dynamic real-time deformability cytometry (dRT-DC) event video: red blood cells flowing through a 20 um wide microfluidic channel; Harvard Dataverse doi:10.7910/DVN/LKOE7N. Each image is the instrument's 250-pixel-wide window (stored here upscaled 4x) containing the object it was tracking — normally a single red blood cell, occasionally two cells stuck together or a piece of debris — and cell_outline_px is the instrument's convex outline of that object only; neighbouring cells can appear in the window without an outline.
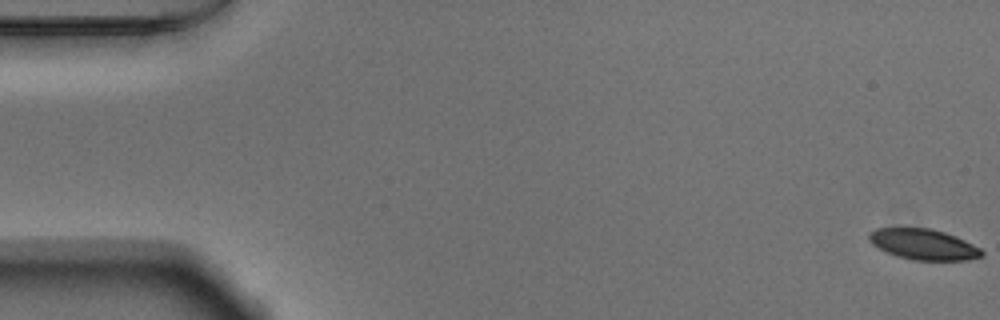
{"species": "Egyptian fruit bat (a non-hibernating species)", "species_latin": "Rousettus aegyptiacus", "temperature_condition": "warm", "stored_images_in_passage": 54, "camera_frame_rate_fps": 3000, "um_per_image_px": 0.085, "animal": {"sex": "male"}, "frame": {"image": 1, "passage_image": 1, "time_ms": 0.0, "image_size_px": [1000, 320], "cell_outline_px": [[984, 256], [968, 260], [912, 260], [896, 256], [872, 244], [868, 240], [868, 232], [876, 228], [900, 224], [904, 224], [932, 228], [956, 236], [980, 248], [984, 252]], "centroid_in_image_um": [78.43, 20.71], "position_along_channel_um": 6.6, "area_um2": 21.1}}
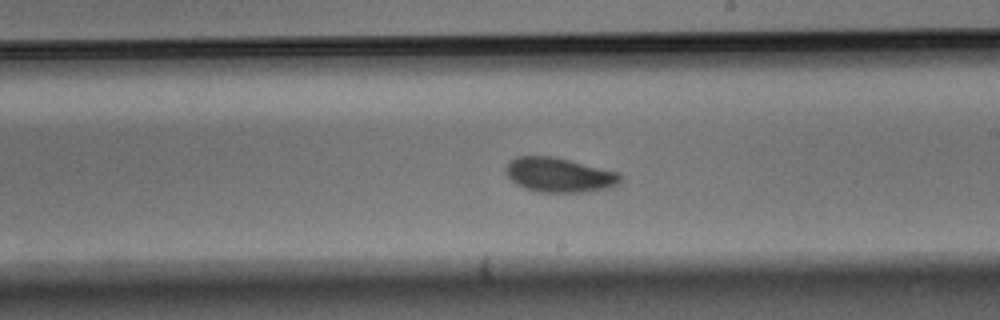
{"frame": {"image": 2, "passage_image": 31, "time_ms": 10.0, "image_size_px": [1000, 320], "cell_outline_px": [[624, 176], [612, 188], [580, 192], [540, 192], [524, 188], [516, 184], [504, 172], [504, 168], [508, 160], [516, 156], [552, 156], [620, 172]], "centroid_in_image_um": [47.51, 14.86], "position_along_channel_um": 241.5, "area_um2": 23.29}}
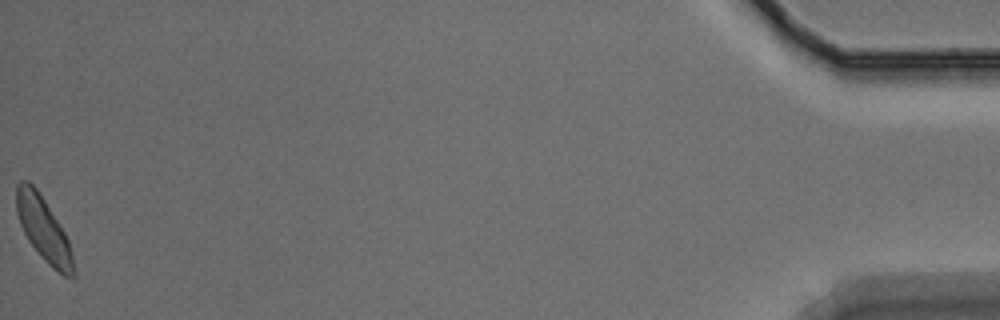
{"frame": {"image": 3, "passage_image": 54, "time_ms": 17.667, "image_size_px": [1000, 320], "cell_outline_px": [[76, 276], [72, 280], [64, 276], [52, 268], [44, 260], [28, 240], [20, 224], [16, 212], [16, 184], [20, 180], [28, 180], [36, 188], [44, 200], [64, 232], [68, 240], [76, 272]], "centroid_in_image_um": [3.7, 19.51], "position_along_channel_um": 431.5, "area_um2": 21.21}, "authors_computed_cell_mechanics": {"area_um2": 22.0218, "velocity_mm_per_s": 3.7899, "shape_relaxation_time_tau1_ms": 2.3136, "shape_relaxation_time_tau2_ms": 2.8253, "deformation_change_tau1": 0.1013, "deformation_change_tau2": 0.0761}}